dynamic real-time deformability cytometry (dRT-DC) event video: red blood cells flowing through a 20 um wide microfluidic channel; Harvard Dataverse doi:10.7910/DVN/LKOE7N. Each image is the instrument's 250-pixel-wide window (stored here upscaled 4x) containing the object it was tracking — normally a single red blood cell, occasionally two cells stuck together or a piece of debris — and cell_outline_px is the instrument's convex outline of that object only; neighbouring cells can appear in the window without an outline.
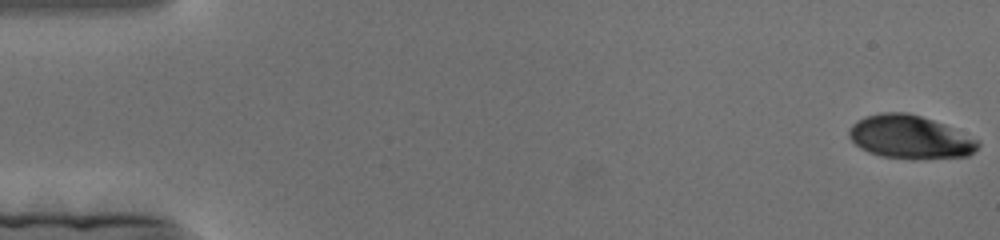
{"species": "human", "species_latin": "Homo sapiens", "temperature_condition": "cold", "stored_images_in_passage": 177, "camera_frame_rate_fps": 3000, "um_per_image_px": 0.085, "donor": {"sex": "female"}, "frame": {"image": 1, "passage_image": 1, "time_ms": 0.0, "image_size_px": [1000, 240], "cell_outline_px": [[980, 144], [968, 156], [916, 160], [912, 160], [880, 156], [868, 152], [860, 148], [848, 136], [848, 128], [856, 120], [864, 116], [880, 112], [908, 112], [944, 124], [980, 140]], "centroid_in_image_um": [77.32, 11.66], "position_along_channel_um": 7.7, "area_um2": 33.0}}
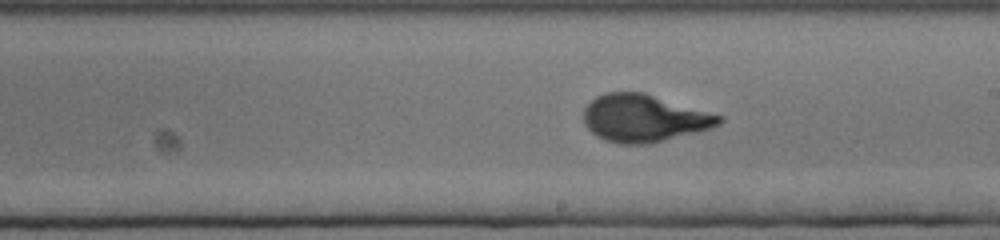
{"frame": {"image": 2, "passage_image": 101, "time_ms": 33.333, "image_size_px": [1000, 240], "cell_outline_px": [[724, 120], [720, 124], [712, 128], [652, 144], [620, 144], [604, 140], [596, 136], [584, 124], [584, 108], [596, 96], [608, 92], [644, 92], [724, 116]], "centroid_in_image_um": [54.76, 10.06], "position_along_channel_um": 234.2, "area_um2": 37.69}}
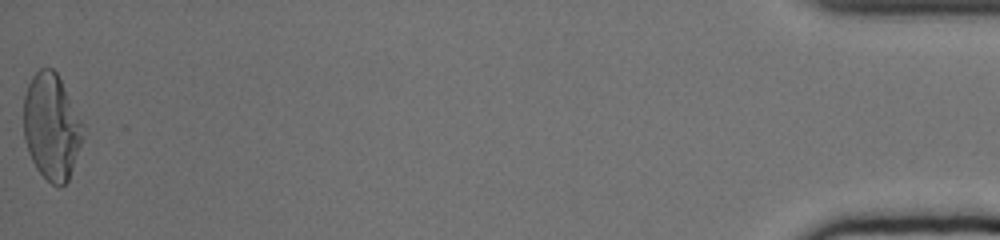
{"frame": {"image": 3, "passage_image": 177, "time_ms": 58.667, "image_size_px": [1000, 240], "cell_outline_px": [[84, 136], [68, 180], [60, 188], [52, 184], [36, 168], [28, 152], [24, 136], [24, 96], [28, 84], [32, 76], [40, 68], [52, 68], [56, 72], [84, 124]], "centroid_in_image_um": [4.38, 10.77], "position_along_channel_um": 430.8, "area_um2": 36.59}}